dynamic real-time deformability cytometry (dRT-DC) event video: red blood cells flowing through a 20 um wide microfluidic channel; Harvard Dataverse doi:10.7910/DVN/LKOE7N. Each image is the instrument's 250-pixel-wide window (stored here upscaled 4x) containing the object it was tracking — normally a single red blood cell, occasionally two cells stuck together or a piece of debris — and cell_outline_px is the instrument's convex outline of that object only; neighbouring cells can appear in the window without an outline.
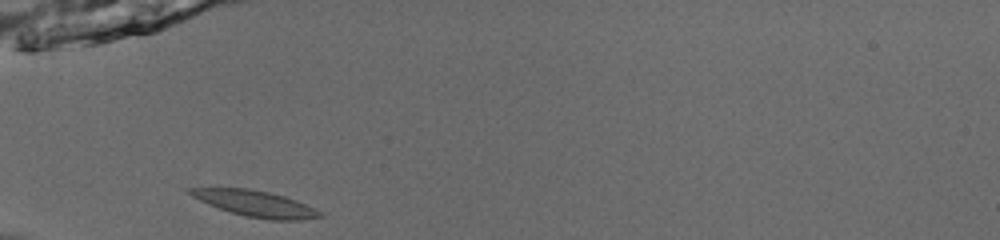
{"species": "common noctule bat (a hibernating species)", "species_latin": "Nyctalus noctula", "temperature_condition": "room temperature", "stored_images_in_passage": 35, "camera_frame_rate_fps": 3000, "um_per_image_px": 0.085, "animal": {"sex": "male", "body_mass_g": 13.0, "forearm_length_mm": 53.1}, "frame": {"image": 1, "passage_image": 1, "time_ms": 0.0, "image_size_px": [1000, 240], "cell_outline_px": [[324, 216], [300, 220], [268, 220], [244, 216], [208, 204], [192, 196], [184, 188], [248, 188], [268, 192], [284, 196], [296, 200], [316, 208]], "centroid_in_image_um": [21.72, 17.31], "position_along_channel_um": 63.3, "area_um2": 19.59}}
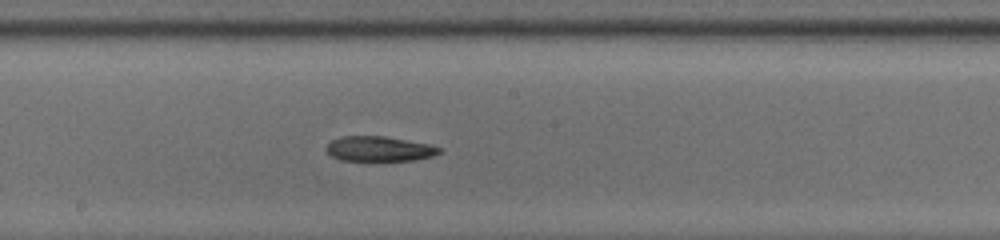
{"frame": {"image": 2, "passage_image": 13, "time_ms": 4.0, "image_size_px": [1000, 240], "cell_outline_px": [[444, 148], [440, 152], [432, 156], [416, 160], [340, 160], [332, 156], [324, 148], [332, 140], [340, 136], [384, 136], [428, 144]], "centroid_in_image_um": [32.23, 12.64], "position_along_channel_um": 216.0, "area_um2": 16.36}}
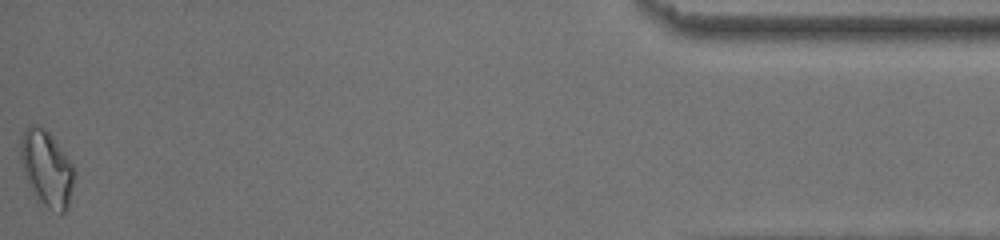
{"frame": {"image": 3, "passage_image": 35, "time_ms": 11.333, "image_size_px": [1000, 240], "cell_outline_px": [[76, 172], [68, 208], [60, 216], [36, 200], [24, 176], [20, 160], [20, 136], [24, 128], [28, 124], [36, 124], [44, 128], [48, 132], [64, 152], [72, 164]], "centroid_in_image_um": [3.95, 14.34], "position_along_channel_um": 431.3, "area_um2": 24.39}}